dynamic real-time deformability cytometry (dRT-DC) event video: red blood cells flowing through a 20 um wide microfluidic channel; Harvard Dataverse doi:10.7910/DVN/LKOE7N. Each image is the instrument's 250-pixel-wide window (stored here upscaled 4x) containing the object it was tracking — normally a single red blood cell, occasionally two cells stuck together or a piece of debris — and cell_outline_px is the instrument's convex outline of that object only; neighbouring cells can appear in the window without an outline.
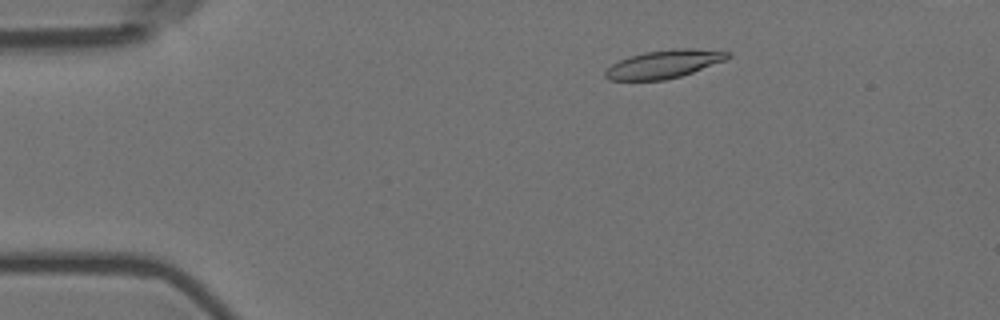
{"species": "Egyptian fruit bat (a non-hibernating species)", "species_latin": "Rousettus aegyptiacus", "temperature_condition": "room temperature", "stored_images_in_passage": 54, "camera_frame_rate_fps": 3000, "um_per_image_px": 0.085, "animal": {"sex": "female"}, "frame": {"image": 1, "passage_image": 8, "time_ms": 2.333, "image_size_px": [1000, 320], "cell_outline_px": [[732, 56], [724, 60], [692, 72], [680, 76], [664, 80], [608, 80], [604, 76], [604, 72], [612, 64], [628, 56], [644, 52], [672, 48], [692, 48], [732, 52]], "centroid_in_image_um": [56.42, 5.43], "position_along_channel_um": 28.6, "area_um2": 20.06}}
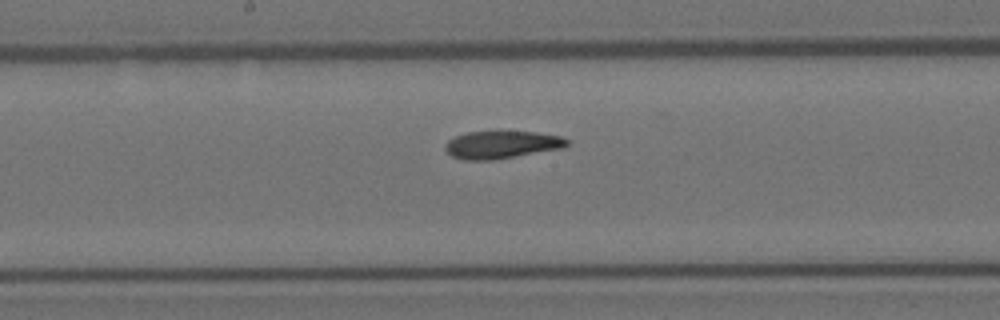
{"frame": {"image": 2, "passage_image": 28, "time_ms": 9.0, "image_size_px": [1000, 320], "cell_outline_px": [[568, 144], [564, 148], [492, 160], [460, 160], [452, 156], [444, 148], [444, 144], [448, 140], [456, 136], [468, 132], [536, 132], [560, 136], [568, 140]], "centroid_in_image_um": [42.62, 12.31], "position_along_channel_um": 205.6, "area_um2": 19.48}}
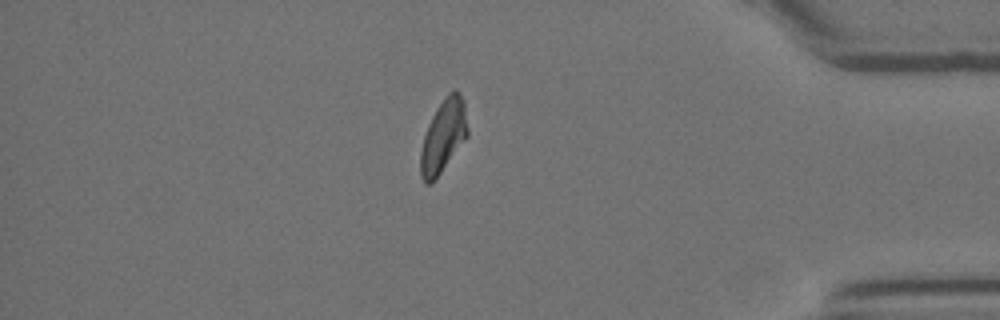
{"frame": {"image": 3, "passage_image": 47, "time_ms": 15.333, "image_size_px": [1000, 320], "cell_outline_px": [[468, 136], [432, 184], [424, 184], [420, 176], [420, 152], [424, 136], [428, 124], [436, 108], [444, 96], [448, 92], [456, 88], [464, 100], [468, 128]], "centroid_in_image_um": [37.68, 11.56], "position_along_channel_um": 397.5, "area_um2": 20.29}}